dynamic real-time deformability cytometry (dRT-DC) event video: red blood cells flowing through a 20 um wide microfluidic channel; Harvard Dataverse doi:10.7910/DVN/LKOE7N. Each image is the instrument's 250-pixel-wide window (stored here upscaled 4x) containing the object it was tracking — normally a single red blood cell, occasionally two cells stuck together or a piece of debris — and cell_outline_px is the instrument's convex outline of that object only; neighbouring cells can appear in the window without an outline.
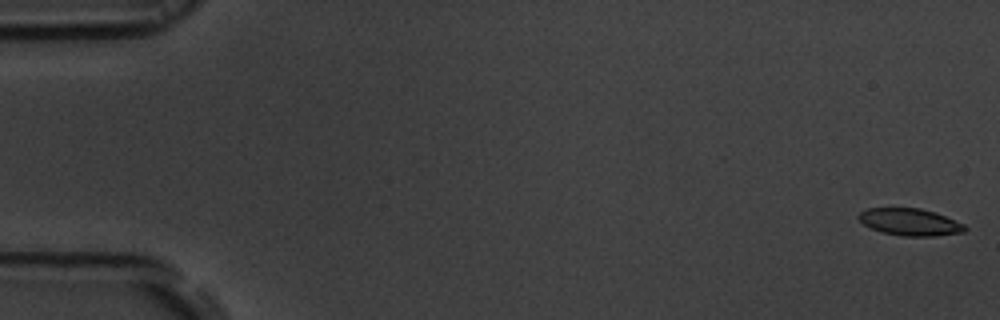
{"species": "common noctule bat (a hibernating species)", "species_latin": "Nyctalus noctula", "temperature_condition": "room temperature", "stored_images_in_passage": 55, "camera_frame_rate_fps": 3000, "um_per_image_px": 0.085, "animal": {"sex": "male", "body_mass_g": 19.5, "forearm_length_mm": 54.6}, "frame": {"image": 1, "passage_image": 1, "time_ms": 0.0, "image_size_px": [1000, 320], "cell_outline_px": [[968, 228], [964, 232], [936, 236], [904, 236], [880, 232], [864, 224], [856, 216], [860, 212], [868, 208], [920, 208], [944, 216], [964, 224]], "centroid_in_image_um": [77.34, 18.88], "position_along_channel_um": 7.7, "area_um2": 16.65}}
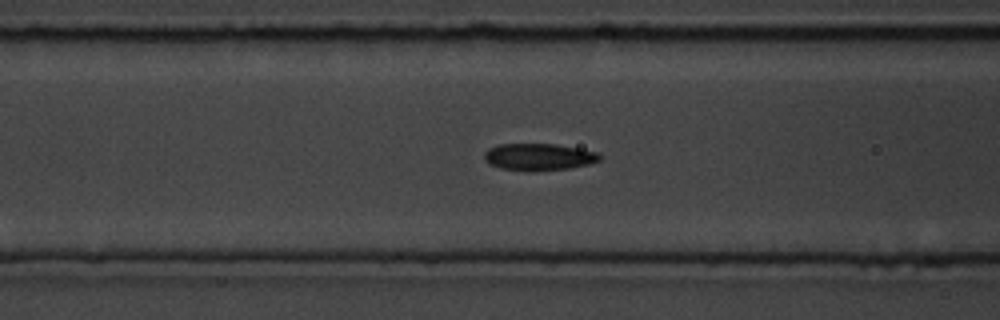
{"frame": {"image": 2, "passage_image": 22, "time_ms": 7.0, "image_size_px": [1000, 320], "cell_outline_px": [[600, 160], [588, 164], [568, 168], [532, 172], [500, 168], [488, 164], [484, 160], [484, 152], [488, 148], [500, 144], [556, 144], [600, 152]], "centroid_in_image_um": [45.77, 13.34], "position_along_channel_um": 120.8, "area_um2": 18.32}}
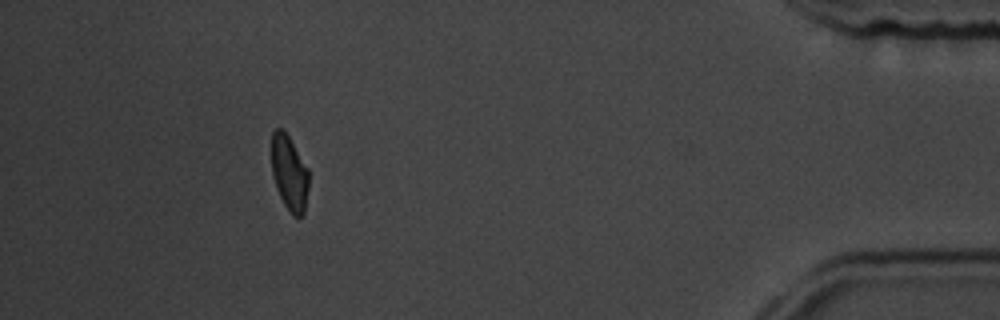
{"frame": {"image": 3, "passage_image": 50, "time_ms": 16.333, "image_size_px": [1000, 320], "cell_outline_px": [[308, 188], [304, 212], [300, 216], [292, 216], [284, 204], [276, 188], [272, 176], [272, 132], [276, 128], [284, 128], [308, 168]], "centroid_in_image_um": [24.58, 14.68], "position_along_channel_um": 410.6, "area_um2": 16.36}, "authors_computed_cell_mechanics": {"area_um2": 17.7446, "velocity_mm_per_s": 3.7339, "shape_relaxation_time_tau1_ms": 4.3488, "shape_relaxation_time_tau2_ms": 2.0966, "deformation_change_tau1": 0.114, "deformation_change_tau2": 0.0601}}